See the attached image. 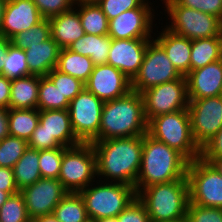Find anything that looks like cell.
Masks as SVG:
<instances>
[{"label": "cell", "mask_w": 222, "mask_h": 222, "mask_svg": "<svg viewBox=\"0 0 222 222\" xmlns=\"http://www.w3.org/2000/svg\"><path fill=\"white\" fill-rule=\"evenodd\" d=\"M9 197L10 194L8 192L0 190V208L7 201Z\"/></svg>", "instance_id": "52"}, {"label": "cell", "mask_w": 222, "mask_h": 222, "mask_svg": "<svg viewBox=\"0 0 222 222\" xmlns=\"http://www.w3.org/2000/svg\"><path fill=\"white\" fill-rule=\"evenodd\" d=\"M100 0H75L76 3H98Z\"/></svg>", "instance_id": "55"}, {"label": "cell", "mask_w": 222, "mask_h": 222, "mask_svg": "<svg viewBox=\"0 0 222 222\" xmlns=\"http://www.w3.org/2000/svg\"><path fill=\"white\" fill-rule=\"evenodd\" d=\"M181 77L182 75L171 63L164 49L153 38L148 43L138 73L131 80V90L142 93L148 88Z\"/></svg>", "instance_id": "11"}, {"label": "cell", "mask_w": 222, "mask_h": 222, "mask_svg": "<svg viewBox=\"0 0 222 222\" xmlns=\"http://www.w3.org/2000/svg\"><path fill=\"white\" fill-rule=\"evenodd\" d=\"M144 1L145 0H100L97 4L109 21L126 10L138 8Z\"/></svg>", "instance_id": "41"}, {"label": "cell", "mask_w": 222, "mask_h": 222, "mask_svg": "<svg viewBox=\"0 0 222 222\" xmlns=\"http://www.w3.org/2000/svg\"><path fill=\"white\" fill-rule=\"evenodd\" d=\"M91 144L96 155L97 178L135 187L141 167L143 135L99 140Z\"/></svg>", "instance_id": "1"}, {"label": "cell", "mask_w": 222, "mask_h": 222, "mask_svg": "<svg viewBox=\"0 0 222 222\" xmlns=\"http://www.w3.org/2000/svg\"><path fill=\"white\" fill-rule=\"evenodd\" d=\"M209 163L222 175V158H214Z\"/></svg>", "instance_id": "51"}, {"label": "cell", "mask_w": 222, "mask_h": 222, "mask_svg": "<svg viewBox=\"0 0 222 222\" xmlns=\"http://www.w3.org/2000/svg\"><path fill=\"white\" fill-rule=\"evenodd\" d=\"M119 222H151L144 204L136 197L118 216Z\"/></svg>", "instance_id": "42"}, {"label": "cell", "mask_w": 222, "mask_h": 222, "mask_svg": "<svg viewBox=\"0 0 222 222\" xmlns=\"http://www.w3.org/2000/svg\"><path fill=\"white\" fill-rule=\"evenodd\" d=\"M28 148L24 139L8 135L0 141V167L13 168Z\"/></svg>", "instance_id": "35"}, {"label": "cell", "mask_w": 222, "mask_h": 222, "mask_svg": "<svg viewBox=\"0 0 222 222\" xmlns=\"http://www.w3.org/2000/svg\"><path fill=\"white\" fill-rule=\"evenodd\" d=\"M165 222H189V219L186 217L177 219V220H172V221H165Z\"/></svg>", "instance_id": "56"}, {"label": "cell", "mask_w": 222, "mask_h": 222, "mask_svg": "<svg viewBox=\"0 0 222 222\" xmlns=\"http://www.w3.org/2000/svg\"><path fill=\"white\" fill-rule=\"evenodd\" d=\"M148 1L109 20L108 35L113 39L154 38L151 34L155 10L150 6L153 3Z\"/></svg>", "instance_id": "14"}, {"label": "cell", "mask_w": 222, "mask_h": 222, "mask_svg": "<svg viewBox=\"0 0 222 222\" xmlns=\"http://www.w3.org/2000/svg\"><path fill=\"white\" fill-rule=\"evenodd\" d=\"M187 109L194 141L201 149L222 128V95L189 99Z\"/></svg>", "instance_id": "13"}, {"label": "cell", "mask_w": 222, "mask_h": 222, "mask_svg": "<svg viewBox=\"0 0 222 222\" xmlns=\"http://www.w3.org/2000/svg\"><path fill=\"white\" fill-rule=\"evenodd\" d=\"M74 8H77L84 33L108 35L109 21L97 3H76Z\"/></svg>", "instance_id": "30"}, {"label": "cell", "mask_w": 222, "mask_h": 222, "mask_svg": "<svg viewBox=\"0 0 222 222\" xmlns=\"http://www.w3.org/2000/svg\"><path fill=\"white\" fill-rule=\"evenodd\" d=\"M103 105L104 102L86 88L69 103L71 126L81 143L99 141Z\"/></svg>", "instance_id": "10"}, {"label": "cell", "mask_w": 222, "mask_h": 222, "mask_svg": "<svg viewBox=\"0 0 222 222\" xmlns=\"http://www.w3.org/2000/svg\"><path fill=\"white\" fill-rule=\"evenodd\" d=\"M0 190L8 192L10 195L19 192L15 182L13 168L0 167Z\"/></svg>", "instance_id": "46"}, {"label": "cell", "mask_w": 222, "mask_h": 222, "mask_svg": "<svg viewBox=\"0 0 222 222\" xmlns=\"http://www.w3.org/2000/svg\"><path fill=\"white\" fill-rule=\"evenodd\" d=\"M200 158L206 163L222 158V128L201 148Z\"/></svg>", "instance_id": "45"}, {"label": "cell", "mask_w": 222, "mask_h": 222, "mask_svg": "<svg viewBox=\"0 0 222 222\" xmlns=\"http://www.w3.org/2000/svg\"><path fill=\"white\" fill-rule=\"evenodd\" d=\"M111 37L109 35L84 34L73 42L67 49L70 51L90 57L94 65L107 64Z\"/></svg>", "instance_id": "25"}, {"label": "cell", "mask_w": 222, "mask_h": 222, "mask_svg": "<svg viewBox=\"0 0 222 222\" xmlns=\"http://www.w3.org/2000/svg\"><path fill=\"white\" fill-rule=\"evenodd\" d=\"M6 3H7L6 1L0 0V30H1V24H2V19L4 16V10H5Z\"/></svg>", "instance_id": "53"}, {"label": "cell", "mask_w": 222, "mask_h": 222, "mask_svg": "<svg viewBox=\"0 0 222 222\" xmlns=\"http://www.w3.org/2000/svg\"><path fill=\"white\" fill-rule=\"evenodd\" d=\"M186 79L189 99L222 95V60L191 70Z\"/></svg>", "instance_id": "19"}, {"label": "cell", "mask_w": 222, "mask_h": 222, "mask_svg": "<svg viewBox=\"0 0 222 222\" xmlns=\"http://www.w3.org/2000/svg\"><path fill=\"white\" fill-rule=\"evenodd\" d=\"M60 50V46L52 37L39 44L29 46L25 50L29 72L32 75L46 76L56 68Z\"/></svg>", "instance_id": "22"}, {"label": "cell", "mask_w": 222, "mask_h": 222, "mask_svg": "<svg viewBox=\"0 0 222 222\" xmlns=\"http://www.w3.org/2000/svg\"><path fill=\"white\" fill-rule=\"evenodd\" d=\"M8 135V109L0 108V141Z\"/></svg>", "instance_id": "48"}, {"label": "cell", "mask_w": 222, "mask_h": 222, "mask_svg": "<svg viewBox=\"0 0 222 222\" xmlns=\"http://www.w3.org/2000/svg\"><path fill=\"white\" fill-rule=\"evenodd\" d=\"M31 220L50 215L61 199L68 193L63 184L54 178H40L20 191Z\"/></svg>", "instance_id": "15"}, {"label": "cell", "mask_w": 222, "mask_h": 222, "mask_svg": "<svg viewBox=\"0 0 222 222\" xmlns=\"http://www.w3.org/2000/svg\"><path fill=\"white\" fill-rule=\"evenodd\" d=\"M96 176V155L91 143L64 150L58 180L68 192L79 193L95 182Z\"/></svg>", "instance_id": "8"}, {"label": "cell", "mask_w": 222, "mask_h": 222, "mask_svg": "<svg viewBox=\"0 0 222 222\" xmlns=\"http://www.w3.org/2000/svg\"><path fill=\"white\" fill-rule=\"evenodd\" d=\"M11 79L0 74V108L9 109Z\"/></svg>", "instance_id": "47"}, {"label": "cell", "mask_w": 222, "mask_h": 222, "mask_svg": "<svg viewBox=\"0 0 222 222\" xmlns=\"http://www.w3.org/2000/svg\"><path fill=\"white\" fill-rule=\"evenodd\" d=\"M20 191L10 195L0 208V222H31Z\"/></svg>", "instance_id": "36"}, {"label": "cell", "mask_w": 222, "mask_h": 222, "mask_svg": "<svg viewBox=\"0 0 222 222\" xmlns=\"http://www.w3.org/2000/svg\"><path fill=\"white\" fill-rule=\"evenodd\" d=\"M93 222H119L117 217H107L95 220Z\"/></svg>", "instance_id": "54"}, {"label": "cell", "mask_w": 222, "mask_h": 222, "mask_svg": "<svg viewBox=\"0 0 222 222\" xmlns=\"http://www.w3.org/2000/svg\"><path fill=\"white\" fill-rule=\"evenodd\" d=\"M13 173L19 191L39 180V151L28 147L14 165Z\"/></svg>", "instance_id": "28"}, {"label": "cell", "mask_w": 222, "mask_h": 222, "mask_svg": "<svg viewBox=\"0 0 222 222\" xmlns=\"http://www.w3.org/2000/svg\"><path fill=\"white\" fill-rule=\"evenodd\" d=\"M189 161L149 134L143 135L141 167L135 183L136 192L154 184L168 183L187 178Z\"/></svg>", "instance_id": "3"}, {"label": "cell", "mask_w": 222, "mask_h": 222, "mask_svg": "<svg viewBox=\"0 0 222 222\" xmlns=\"http://www.w3.org/2000/svg\"><path fill=\"white\" fill-rule=\"evenodd\" d=\"M165 4L171 25L166 28L189 40L222 36V20L216 16L179 5L175 0H161Z\"/></svg>", "instance_id": "7"}, {"label": "cell", "mask_w": 222, "mask_h": 222, "mask_svg": "<svg viewBox=\"0 0 222 222\" xmlns=\"http://www.w3.org/2000/svg\"><path fill=\"white\" fill-rule=\"evenodd\" d=\"M179 5L211 14L222 20V0H175Z\"/></svg>", "instance_id": "43"}, {"label": "cell", "mask_w": 222, "mask_h": 222, "mask_svg": "<svg viewBox=\"0 0 222 222\" xmlns=\"http://www.w3.org/2000/svg\"><path fill=\"white\" fill-rule=\"evenodd\" d=\"M28 147L35 150H47L62 147L54 137H50L39 123L28 140Z\"/></svg>", "instance_id": "44"}, {"label": "cell", "mask_w": 222, "mask_h": 222, "mask_svg": "<svg viewBox=\"0 0 222 222\" xmlns=\"http://www.w3.org/2000/svg\"><path fill=\"white\" fill-rule=\"evenodd\" d=\"M60 222H89L85 202L80 193L68 192L52 213Z\"/></svg>", "instance_id": "31"}, {"label": "cell", "mask_w": 222, "mask_h": 222, "mask_svg": "<svg viewBox=\"0 0 222 222\" xmlns=\"http://www.w3.org/2000/svg\"><path fill=\"white\" fill-rule=\"evenodd\" d=\"M94 66L90 57L74 53L64 48L60 50L56 69L86 83Z\"/></svg>", "instance_id": "27"}, {"label": "cell", "mask_w": 222, "mask_h": 222, "mask_svg": "<svg viewBox=\"0 0 222 222\" xmlns=\"http://www.w3.org/2000/svg\"><path fill=\"white\" fill-rule=\"evenodd\" d=\"M141 94L147 121L161 114L188 110L189 98L186 76L153 86Z\"/></svg>", "instance_id": "12"}, {"label": "cell", "mask_w": 222, "mask_h": 222, "mask_svg": "<svg viewBox=\"0 0 222 222\" xmlns=\"http://www.w3.org/2000/svg\"><path fill=\"white\" fill-rule=\"evenodd\" d=\"M11 40L0 34V74L2 75L3 62L6 57Z\"/></svg>", "instance_id": "49"}, {"label": "cell", "mask_w": 222, "mask_h": 222, "mask_svg": "<svg viewBox=\"0 0 222 222\" xmlns=\"http://www.w3.org/2000/svg\"><path fill=\"white\" fill-rule=\"evenodd\" d=\"M32 222H60L53 214L36 217Z\"/></svg>", "instance_id": "50"}, {"label": "cell", "mask_w": 222, "mask_h": 222, "mask_svg": "<svg viewBox=\"0 0 222 222\" xmlns=\"http://www.w3.org/2000/svg\"><path fill=\"white\" fill-rule=\"evenodd\" d=\"M85 88L105 102L126 95L131 90V80L112 65H95Z\"/></svg>", "instance_id": "16"}, {"label": "cell", "mask_w": 222, "mask_h": 222, "mask_svg": "<svg viewBox=\"0 0 222 222\" xmlns=\"http://www.w3.org/2000/svg\"><path fill=\"white\" fill-rule=\"evenodd\" d=\"M39 123L61 146L69 148L81 144L73 132L68 109L39 110Z\"/></svg>", "instance_id": "20"}, {"label": "cell", "mask_w": 222, "mask_h": 222, "mask_svg": "<svg viewBox=\"0 0 222 222\" xmlns=\"http://www.w3.org/2000/svg\"><path fill=\"white\" fill-rule=\"evenodd\" d=\"M152 38L113 39L107 64L119 69L132 80L143 62L148 43Z\"/></svg>", "instance_id": "17"}, {"label": "cell", "mask_w": 222, "mask_h": 222, "mask_svg": "<svg viewBox=\"0 0 222 222\" xmlns=\"http://www.w3.org/2000/svg\"><path fill=\"white\" fill-rule=\"evenodd\" d=\"M38 124V109H8V128L11 136L28 142Z\"/></svg>", "instance_id": "29"}, {"label": "cell", "mask_w": 222, "mask_h": 222, "mask_svg": "<svg viewBox=\"0 0 222 222\" xmlns=\"http://www.w3.org/2000/svg\"><path fill=\"white\" fill-rule=\"evenodd\" d=\"M147 134L180 152L189 162L200 158L194 141L188 110L155 116L148 121Z\"/></svg>", "instance_id": "5"}, {"label": "cell", "mask_w": 222, "mask_h": 222, "mask_svg": "<svg viewBox=\"0 0 222 222\" xmlns=\"http://www.w3.org/2000/svg\"><path fill=\"white\" fill-rule=\"evenodd\" d=\"M43 17L32 0H12L5 6L0 34L11 40L16 34L28 30Z\"/></svg>", "instance_id": "18"}, {"label": "cell", "mask_w": 222, "mask_h": 222, "mask_svg": "<svg viewBox=\"0 0 222 222\" xmlns=\"http://www.w3.org/2000/svg\"><path fill=\"white\" fill-rule=\"evenodd\" d=\"M44 19H50L75 7V0H32Z\"/></svg>", "instance_id": "39"}, {"label": "cell", "mask_w": 222, "mask_h": 222, "mask_svg": "<svg viewBox=\"0 0 222 222\" xmlns=\"http://www.w3.org/2000/svg\"><path fill=\"white\" fill-rule=\"evenodd\" d=\"M51 37L49 19H42L39 23L28 30L16 34L11 39V44L16 48L26 50L31 45L44 42Z\"/></svg>", "instance_id": "33"}, {"label": "cell", "mask_w": 222, "mask_h": 222, "mask_svg": "<svg viewBox=\"0 0 222 222\" xmlns=\"http://www.w3.org/2000/svg\"><path fill=\"white\" fill-rule=\"evenodd\" d=\"M186 177L190 203L222 208V175L210 163L201 158L189 162Z\"/></svg>", "instance_id": "9"}, {"label": "cell", "mask_w": 222, "mask_h": 222, "mask_svg": "<svg viewBox=\"0 0 222 222\" xmlns=\"http://www.w3.org/2000/svg\"><path fill=\"white\" fill-rule=\"evenodd\" d=\"M66 147L39 150V167L42 178L58 179L63 152Z\"/></svg>", "instance_id": "37"}, {"label": "cell", "mask_w": 222, "mask_h": 222, "mask_svg": "<svg viewBox=\"0 0 222 222\" xmlns=\"http://www.w3.org/2000/svg\"><path fill=\"white\" fill-rule=\"evenodd\" d=\"M56 87H58L62 96H65L71 102L76 95H78L84 88L85 83L74 78L69 74H65L54 68L46 75Z\"/></svg>", "instance_id": "38"}, {"label": "cell", "mask_w": 222, "mask_h": 222, "mask_svg": "<svg viewBox=\"0 0 222 222\" xmlns=\"http://www.w3.org/2000/svg\"><path fill=\"white\" fill-rule=\"evenodd\" d=\"M97 181L96 184L91 183L79 192L85 202L90 221L117 217L137 197L133 186L119 182Z\"/></svg>", "instance_id": "6"}, {"label": "cell", "mask_w": 222, "mask_h": 222, "mask_svg": "<svg viewBox=\"0 0 222 222\" xmlns=\"http://www.w3.org/2000/svg\"><path fill=\"white\" fill-rule=\"evenodd\" d=\"M154 39L166 52L174 67L182 76L190 72L191 40L179 36L165 26Z\"/></svg>", "instance_id": "21"}, {"label": "cell", "mask_w": 222, "mask_h": 222, "mask_svg": "<svg viewBox=\"0 0 222 222\" xmlns=\"http://www.w3.org/2000/svg\"><path fill=\"white\" fill-rule=\"evenodd\" d=\"M142 94L130 90L126 95L105 101L100 121L99 140L142 136L147 133Z\"/></svg>", "instance_id": "2"}, {"label": "cell", "mask_w": 222, "mask_h": 222, "mask_svg": "<svg viewBox=\"0 0 222 222\" xmlns=\"http://www.w3.org/2000/svg\"><path fill=\"white\" fill-rule=\"evenodd\" d=\"M189 222H222V208L204 207L188 203Z\"/></svg>", "instance_id": "40"}, {"label": "cell", "mask_w": 222, "mask_h": 222, "mask_svg": "<svg viewBox=\"0 0 222 222\" xmlns=\"http://www.w3.org/2000/svg\"><path fill=\"white\" fill-rule=\"evenodd\" d=\"M2 75L9 79L22 78L32 75L29 72L25 50L9 45L3 62Z\"/></svg>", "instance_id": "34"}, {"label": "cell", "mask_w": 222, "mask_h": 222, "mask_svg": "<svg viewBox=\"0 0 222 222\" xmlns=\"http://www.w3.org/2000/svg\"><path fill=\"white\" fill-rule=\"evenodd\" d=\"M222 36L191 40L190 71L221 59Z\"/></svg>", "instance_id": "26"}, {"label": "cell", "mask_w": 222, "mask_h": 222, "mask_svg": "<svg viewBox=\"0 0 222 222\" xmlns=\"http://www.w3.org/2000/svg\"><path fill=\"white\" fill-rule=\"evenodd\" d=\"M151 222L177 220L187 216L189 186L187 178L154 184L137 191Z\"/></svg>", "instance_id": "4"}, {"label": "cell", "mask_w": 222, "mask_h": 222, "mask_svg": "<svg viewBox=\"0 0 222 222\" xmlns=\"http://www.w3.org/2000/svg\"><path fill=\"white\" fill-rule=\"evenodd\" d=\"M49 21L51 37L61 49L68 48L85 34L76 8L52 17Z\"/></svg>", "instance_id": "23"}, {"label": "cell", "mask_w": 222, "mask_h": 222, "mask_svg": "<svg viewBox=\"0 0 222 222\" xmlns=\"http://www.w3.org/2000/svg\"><path fill=\"white\" fill-rule=\"evenodd\" d=\"M39 75L11 79L9 109H37Z\"/></svg>", "instance_id": "24"}, {"label": "cell", "mask_w": 222, "mask_h": 222, "mask_svg": "<svg viewBox=\"0 0 222 222\" xmlns=\"http://www.w3.org/2000/svg\"><path fill=\"white\" fill-rule=\"evenodd\" d=\"M69 101L62 96L58 87L47 76H40L38 91V110H61L68 109Z\"/></svg>", "instance_id": "32"}]
</instances>
